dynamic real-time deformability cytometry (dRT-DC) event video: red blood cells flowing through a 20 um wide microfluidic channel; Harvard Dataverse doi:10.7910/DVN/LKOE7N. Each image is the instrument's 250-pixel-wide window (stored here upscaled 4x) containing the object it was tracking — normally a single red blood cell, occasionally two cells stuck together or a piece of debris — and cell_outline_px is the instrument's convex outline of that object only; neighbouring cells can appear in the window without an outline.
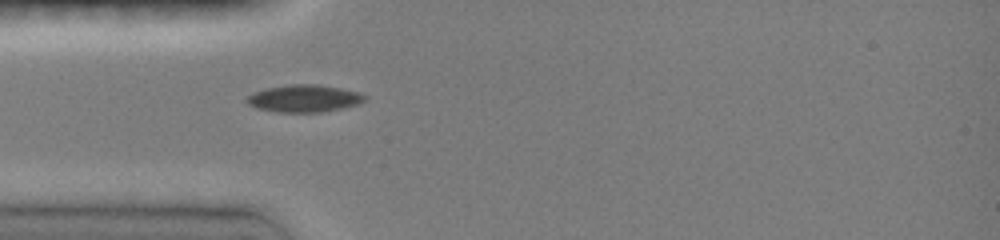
{"species": "common noctule bat (a hibernating species)", "species_latin": "Nyctalus noctula", "temperature_condition": "room temperature", "stored_images_in_passage": 35, "camera_frame_rate_fps": 3000, "um_per_image_px": 0.085, "animal": {"sex": "female", "body_mass_g": 19.0, "forearm_length_mm": 51.5}, "frame": {"image": 1, "passage_image": 1, "time_ms": 0.0, "image_size_px": [1000, 240], "cell_outline_px": [[368, 96], [360, 104], [344, 108], [320, 112], [276, 112], [256, 108], [248, 104], [244, 100], [252, 92], [268, 88], [288, 84], [316, 84], [340, 88], [356, 92]], "centroid_in_image_um": [25.83, 8.37], "position_along_channel_um": 59.2, "area_um2": 18.84}}
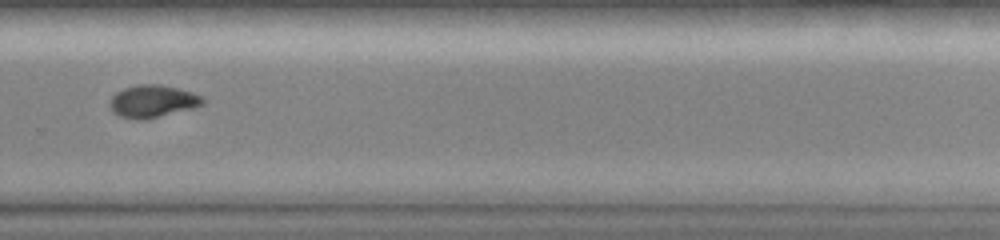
{"frame": {"image": 2, "passage_image": 21, "time_ms": 6.333, "image_size_px": [1000, 240], "cell_outline_px": [[204, 104], [192, 108], [144, 120], [136, 120], [120, 116], [112, 112], [108, 104], [108, 100], [116, 92], [124, 88], [140, 84], [160, 84], [192, 92], [204, 96]], "centroid_in_image_um": [12.94, 8.61], "position_along_channel_um": 316.9, "area_um2": 17.69}}
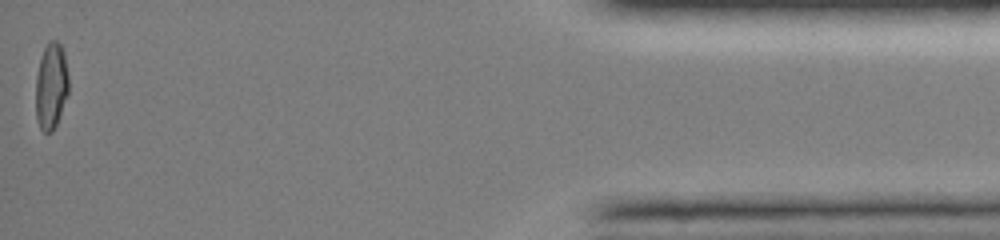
{"frame": {"image": 3, "passage_image": 35, "time_ms": 11.0, "image_size_px": [1000, 240], "cell_outline_px": [[68, 92], [56, 124], [52, 132], [44, 132], [40, 128], [36, 116], [36, 76], [40, 60], [44, 48], [48, 40], [56, 40], [60, 44], [64, 52], [68, 72]], "centroid_in_image_um": [4.34, 7.28], "position_along_channel_um": 430.9, "area_um2": 16.47}, "authors_computed_cell_mechanics": {"area_um2": 18.0336, "velocity_mm_per_s": 4.0849, "shape_relaxation_time_tau1_ms": 10.1758, "shape_relaxation_time_tau2_ms": null, "deformation_change_tau1": 0.2742, "deformation_change_tau2": null}}